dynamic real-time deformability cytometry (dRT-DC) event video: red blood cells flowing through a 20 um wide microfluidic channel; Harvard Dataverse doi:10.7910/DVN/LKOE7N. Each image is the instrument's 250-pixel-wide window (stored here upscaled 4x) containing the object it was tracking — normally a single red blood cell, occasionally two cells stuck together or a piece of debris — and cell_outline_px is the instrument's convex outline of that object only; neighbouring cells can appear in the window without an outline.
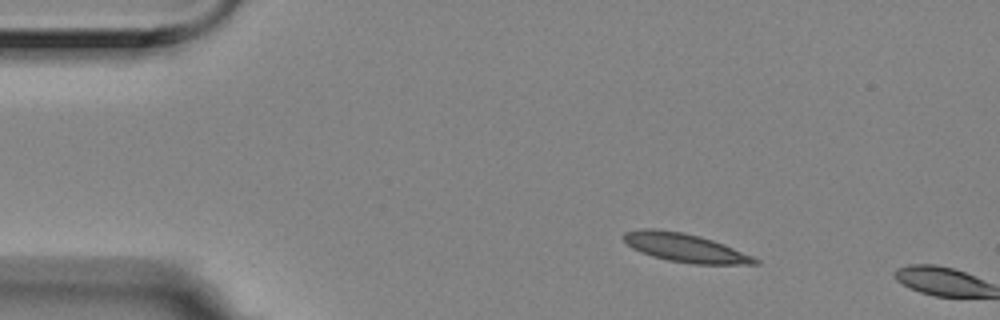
{"species": "Egyptian fruit bat (a non-hibernating species)", "species_latin": "Rousettus aegyptiacus", "temperature_condition": "room temperature", "stored_images_in_passage": 2, "camera_frame_rate_fps": 3000, "um_per_image_px": 0.085, "animal": {"sex": "female"}, "frame": {"image": 1, "passage_image": 1, "time_ms": 0.0, "image_size_px": [1000, 320], "cell_outline_px": [[760, 264], [692, 264], [668, 260], [652, 256], [640, 252], [632, 248], [624, 240], [624, 232], [640, 228], [652, 228], [684, 232], [700, 236], [724, 244], [752, 256], [760, 260]], "centroid_in_image_um": [58.22, 21.05], "position_along_channel_um": 26.8, "area_um2": 21.85}}